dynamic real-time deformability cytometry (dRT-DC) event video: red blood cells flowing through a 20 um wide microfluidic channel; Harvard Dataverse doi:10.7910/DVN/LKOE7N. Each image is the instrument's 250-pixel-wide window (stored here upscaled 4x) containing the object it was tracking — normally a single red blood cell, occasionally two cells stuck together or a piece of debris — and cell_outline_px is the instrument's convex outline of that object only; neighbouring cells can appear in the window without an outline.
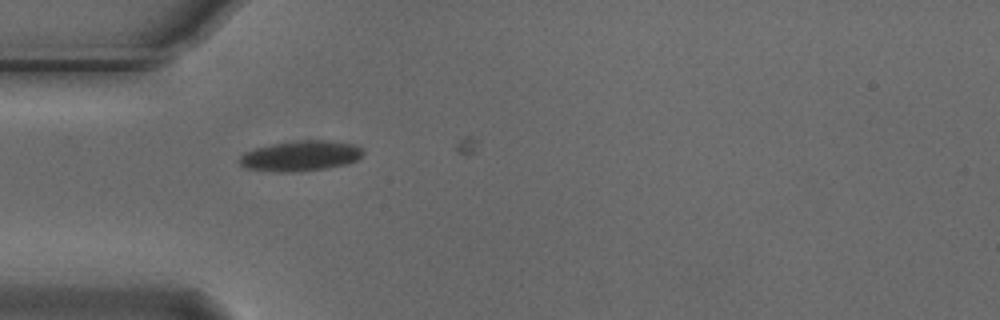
{"species": "Egyptian fruit bat (a non-hibernating species)", "species_latin": "Rousettus aegyptiacus", "temperature_condition": "cold", "stored_images_in_passage": 6, "camera_frame_rate_fps": 3000, "um_per_image_px": 0.085, "animal": {"sex": "male"}, "frame": {"image": 1, "passage_image": 3, "time_ms": 0.667, "image_size_px": [1000, 320], "cell_outline_px": [[364, 152], [356, 160], [344, 164], [328, 168], [292, 172], [276, 172], [244, 168], [240, 164], [240, 156], [244, 152], [256, 148], [272, 144], [296, 140], [328, 140], [352, 144], [360, 148]], "centroid_in_image_um": [25.51, 13.25], "position_along_channel_um": 59.5, "area_um2": 21.73}}